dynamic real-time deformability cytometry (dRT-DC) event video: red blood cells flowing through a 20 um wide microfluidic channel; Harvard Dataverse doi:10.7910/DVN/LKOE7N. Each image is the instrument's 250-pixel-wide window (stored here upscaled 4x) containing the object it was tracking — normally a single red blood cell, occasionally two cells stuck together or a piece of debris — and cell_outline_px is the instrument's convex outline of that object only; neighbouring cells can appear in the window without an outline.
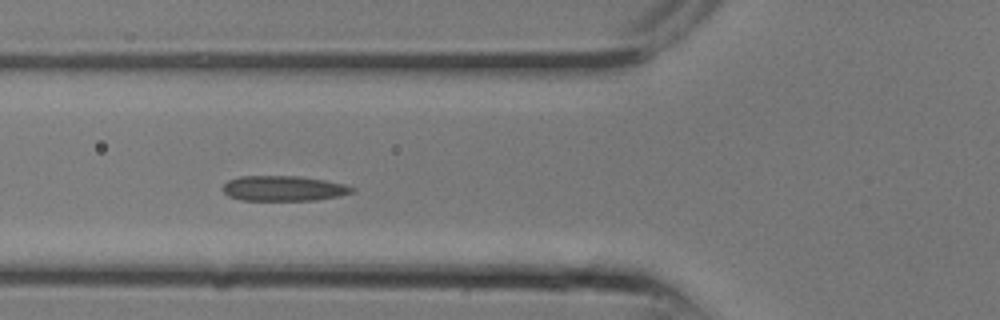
{"species": "common noctule bat (a hibernating species)", "species_latin": "Nyctalus noctula", "temperature_condition": "room temperature", "stored_images_in_passage": 21, "camera_frame_rate_fps": 3000, "um_per_image_px": 0.085, "animal": {"sex": "male", "body_mass_g": 13.3}, "frame": {"image": 1, "passage_image": 5, "time_ms": 1.333, "image_size_px": [1000, 320], "cell_outline_px": [[356, 188], [352, 192], [340, 196], [316, 200], [240, 200], [228, 196], [220, 188], [228, 180], [240, 176], [300, 176], [324, 180], [344, 184]], "centroid_in_image_um": [24.08, 16.01], "position_along_channel_um": 101.7, "area_um2": 19.07}}
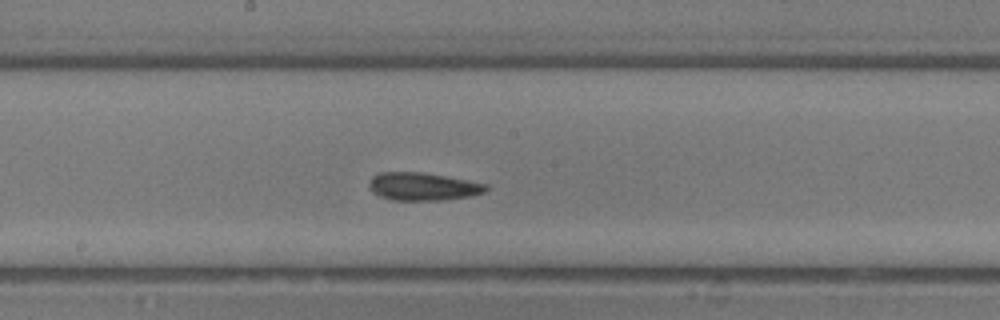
{"frame": {"image": 2, "passage_image": 9, "time_ms": 2.667, "image_size_px": [1000, 320], "cell_outline_px": [[488, 188], [484, 192], [468, 196], [444, 200], [392, 200], [380, 196], [372, 192], [368, 188], [368, 184], [372, 176], [380, 172], [424, 172], [488, 184]], "centroid_in_image_um": [35.9, 15.85], "position_along_channel_um": 212.3, "area_um2": 19.02}}
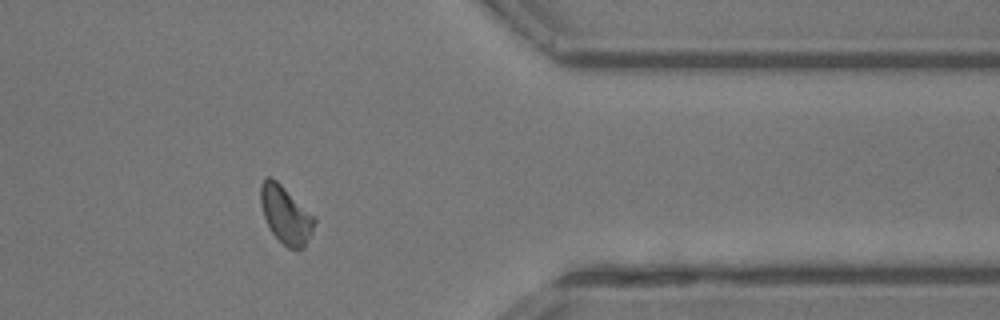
{"frame": {"image": 3, "passage_image": 16, "time_ms": 5.0, "image_size_px": [1000, 320], "cell_outline_px": [[316, 220], [312, 232], [304, 248], [288, 248], [272, 232], [264, 216], [260, 204], [260, 184], [268, 176], [276, 180], [316, 216]], "centroid_in_image_um": [24.3, 18.24], "position_along_channel_um": 387.1, "area_um2": 17.92}}